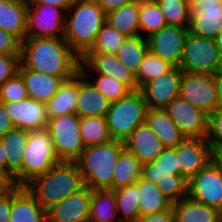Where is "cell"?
<instances>
[{
    "instance_id": "cell-2",
    "label": "cell",
    "mask_w": 222,
    "mask_h": 222,
    "mask_svg": "<svg viewBox=\"0 0 222 222\" xmlns=\"http://www.w3.org/2000/svg\"><path fill=\"white\" fill-rule=\"evenodd\" d=\"M25 187L40 206L48 210L70 194L82 189L84 183L76 162L60 161Z\"/></svg>"
},
{
    "instance_id": "cell-38",
    "label": "cell",
    "mask_w": 222,
    "mask_h": 222,
    "mask_svg": "<svg viewBox=\"0 0 222 222\" xmlns=\"http://www.w3.org/2000/svg\"><path fill=\"white\" fill-rule=\"evenodd\" d=\"M163 13L167 25L189 28L191 19L190 0H154Z\"/></svg>"
},
{
    "instance_id": "cell-56",
    "label": "cell",
    "mask_w": 222,
    "mask_h": 222,
    "mask_svg": "<svg viewBox=\"0 0 222 222\" xmlns=\"http://www.w3.org/2000/svg\"><path fill=\"white\" fill-rule=\"evenodd\" d=\"M214 160L216 161V163L221 167L222 169V151L218 152L214 155Z\"/></svg>"
},
{
    "instance_id": "cell-33",
    "label": "cell",
    "mask_w": 222,
    "mask_h": 222,
    "mask_svg": "<svg viewBox=\"0 0 222 222\" xmlns=\"http://www.w3.org/2000/svg\"><path fill=\"white\" fill-rule=\"evenodd\" d=\"M141 170L140 161L124 149L114 167L113 190L135 184L141 177Z\"/></svg>"
},
{
    "instance_id": "cell-26",
    "label": "cell",
    "mask_w": 222,
    "mask_h": 222,
    "mask_svg": "<svg viewBox=\"0 0 222 222\" xmlns=\"http://www.w3.org/2000/svg\"><path fill=\"white\" fill-rule=\"evenodd\" d=\"M79 91V72L63 81L55 95L45 104L48 118L76 114Z\"/></svg>"
},
{
    "instance_id": "cell-34",
    "label": "cell",
    "mask_w": 222,
    "mask_h": 222,
    "mask_svg": "<svg viewBox=\"0 0 222 222\" xmlns=\"http://www.w3.org/2000/svg\"><path fill=\"white\" fill-rule=\"evenodd\" d=\"M116 196V208L120 222H136L139 214V191L137 182L113 190Z\"/></svg>"
},
{
    "instance_id": "cell-39",
    "label": "cell",
    "mask_w": 222,
    "mask_h": 222,
    "mask_svg": "<svg viewBox=\"0 0 222 222\" xmlns=\"http://www.w3.org/2000/svg\"><path fill=\"white\" fill-rule=\"evenodd\" d=\"M109 101H118L126 97L132 90L123 82L113 77L96 74V79L92 78L91 72L80 71ZM91 76H90V75ZM90 78V79H89ZM94 79V80H93Z\"/></svg>"
},
{
    "instance_id": "cell-18",
    "label": "cell",
    "mask_w": 222,
    "mask_h": 222,
    "mask_svg": "<svg viewBox=\"0 0 222 222\" xmlns=\"http://www.w3.org/2000/svg\"><path fill=\"white\" fill-rule=\"evenodd\" d=\"M180 175L189 180L213 159L210 145L206 138H185L177 146Z\"/></svg>"
},
{
    "instance_id": "cell-45",
    "label": "cell",
    "mask_w": 222,
    "mask_h": 222,
    "mask_svg": "<svg viewBox=\"0 0 222 222\" xmlns=\"http://www.w3.org/2000/svg\"><path fill=\"white\" fill-rule=\"evenodd\" d=\"M20 54H0V86L18 73Z\"/></svg>"
},
{
    "instance_id": "cell-47",
    "label": "cell",
    "mask_w": 222,
    "mask_h": 222,
    "mask_svg": "<svg viewBox=\"0 0 222 222\" xmlns=\"http://www.w3.org/2000/svg\"><path fill=\"white\" fill-rule=\"evenodd\" d=\"M136 222H175L173 206L161 212L141 216Z\"/></svg>"
},
{
    "instance_id": "cell-44",
    "label": "cell",
    "mask_w": 222,
    "mask_h": 222,
    "mask_svg": "<svg viewBox=\"0 0 222 222\" xmlns=\"http://www.w3.org/2000/svg\"><path fill=\"white\" fill-rule=\"evenodd\" d=\"M213 156L222 151V108H217L208 116V132L206 137Z\"/></svg>"
},
{
    "instance_id": "cell-52",
    "label": "cell",
    "mask_w": 222,
    "mask_h": 222,
    "mask_svg": "<svg viewBox=\"0 0 222 222\" xmlns=\"http://www.w3.org/2000/svg\"><path fill=\"white\" fill-rule=\"evenodd\" d=\"M76 0H27V3H42L57 6L67 11Z\"/></svg>"
},
{
    "instance_id": "cell-3",
    "label": "cell",
    "mask_w": 222,
    "mask_h": 222,
    "mask_svg": "<svg viewBox=\"0 0 222 222\" xmlns=\"http://www.w3.org/2000/svg\"><path fill=\"white\" fill-rule=\"evenodd\" d=\"M105 22L106 15L94 0H76L66 11L64 39L82 58L93 47Z\"/></svg>"
},
{
    "instance_id": "cell-14",
    "label": "cell",
    "mask_w": 222,
    "mask_h": 222,
    "mask_svg": "<svg viewBox=\"0 0 222 222\" xmlns=\"http://www.w3.org/2000/svg\"><path fill=\"white\" fill-rule=\"evenodd\" d=\"M189 32L214 40L222 31V0L190 1Z\"/></svg>"
},
{
    "instance_id": "cell-35",
    "label": "cell",
    "mask_w": 222,
    "mask_h": 222,
    "mask_svg": "<svg viewBox=\"0 0 222 222\" xmlns=\"http://www.w3.org/2000/svg\"><path fill=\"white\" fill-rule=\"evenodd\" d=\"M147 51V38L136 35L126 37L116 55L119 60L136 75Z\"/></svg>"
},
{
    "instance_id": "cell-20",
    "label": "cell",
    "mask_w": 222,
    "mask_h": 222,
    "mask_svg": "<svg viewBox=\"0 0 222 222\" xmlns=\"http://www.w3.org/2000/svg\"><path fill=\"white\" fill-rule=\"evenodd\" d=\"M123 145L124 149L132 153L142 165L154 162L165 148L146 122L139 125L123 141Z\"/></svg>"
},
{
    "instance_id": "cell-29",
    "label": "cell",
    "mask_w": 222,
    "mask_h": 222,
    "mask_svg": "<svg viewBox=\"0 0 222 222\" xmlns=\"http://www.w3.org/2000/svg\"><path fill=\"white\" fill-rule=\"evenodd\" d=\"M175 222H219V210L188 196L172 204Z\"/></svg>"
},
{
    "instance_id": "cell-11",
    "label": "cell",
    "mask_w": 222,
    "mask_h": 222,
    "mask_svg": "<svg viewBox=\"0 0 222 222\" xmlns=\"http://www.w3.org/2000/svg\"><path fill=\"white\" fill-rule=\"evenodd\" d=\"M188 197L207 206H222V169L213 159L188 180Z\"/></svg>"
},
{
    "instance_id": "cell-28",
    "label": "cell",
    "mask_w": 222,
    "mask_h": 222,
    "mask_svg": "<svg viewBox=\"0 0 222 222\" xmlns=\"http://www.w3.org/2000/svg\"><path fill=\"white\" fill-rule=\"evenodd\" d=\"M145 122L165 148L177 147L185 139L164 109H147Z\"/></svg>"
},
{
    "instance_id": "cell-6",
    "label": "cell",
    "mask_w": 222,
    "mask_h": 222,
    "mask_svg": "<svg viewBox=\"0 0 222 222\" xmlns=\"http://www.w3.org/2000/svg\"><path fill=\"white\" fill-rule=\"evenodd\" d=\"M60 162L57 157L49 131L28 130V141L23 155L22 187L34 178L46 173Z\"/></svg>"
},
{
    "instance_id": "cell-9",
    "label": "cell",
    "mask_w": 222,
    "mask_h": 222,
    "mask_svg": "<svg viewBox=\"0 0 222 222\" xmlns=\"http://www.w3.org/2000/svg\"><path fill=\"white\" fill-rule=\"evenodd\" d=\"M66 11L57 6L28 3L26 38L65 37Z\"/></svg>"
},
{
    "instance_id": "cell-21",
    "label": "cell",
    "mask_w": 222,
    "mask_h": 222,
    "mask_svg": "<svg viewBox=\"0 0 222 222\" xmlns=\"http://www.w3.org/2000/svg\"><path fill=\"white\" fill-rule=\"evenodd\" d=\"M18 74L22 77L28 96L46 104L58 91L63 81L73 77H58L27 69L21 62Z\"/></svg>"
},
{
    "instance_id": "cell-48",
    "label": "cell",
    "mask_w": 222,
    "mask_h": 222,
    "mask_svg": "<svg viewBox=\"0 0 222 222\" xmlns=\"http://www.w3.org/2000/svg\"><path fill=\"white\" fill-rule=\"evenodd\" d=\"M17 187L14 178L3 170H0V197L6 196Z\"/></svg>"
},
{
    "instance_id": "cell-30",
    "label": "cell",
    "mask_w": 222,
    "mask_h": 222,
    "mask_svg": "<svg viewBox=\"0 0 222 222\" xmlns=\"http://www.w3.org/2000/svg\"><path fill=\"white\" fill-rule=\"evenodd\" d=\"M139 9L140 0H133L106 14V23L127 37L139 35Z\"/></svg>"
},
{
    "instance_id": "cell-24",
    "label": "cell",
    "mask_w": 222,
    "mask_h": 222,
    "mask_svg": "<svg viewBox=\"0 0 222 222\" xmlns=\"http://www.w3.org/2000/svg\"><path fill=\"white\" fill-rule=\"evenodd\" d=\"M10 222H47L46 210L26 187L17 186L12 191Z\"/></svg>"
},
{
    "instance_id": "cell-1",
    "label": "cell",
    "mask_w": 222,
    "mask_h": 222,
    "mask_svg": "<svg viewBox=\"0 0 222 222\" xmlns=\"http://www.w3.org/2000/svg\"><path fill=\"white\" fill-rule=\"evenodd\" d=\"M81 58L64 38H25L20 62L30 70L58 77H74L80 72Z\"/></svg>"
},
{
    "instance_id": "cell-43",
    "label": "cell",
    "mask_w": 222,
    "mask_h": 222,
    "mask_svg": "<svg viewBox=\"0 0 222 222\" xmlns=\"http://www.w3.org/2000/svg\"><path fill=\"white\" fill-rule=\"evenodd\" d=\"M28 97L24 81L18 73L0 86V103L19 102Z\"/></svg>"
},
{
    "instance_id": "cell-4",
    "label": "cell",
    "mask_w": 222,
    "mask_h": 222,
    "mask_svg": "<svg viewBox=\"0 0 222 222\" xmlns=\"http://www.w3.org/2000/svg\"><path fill=\"white\" fill-rule=\"evenodd\" d=\"M123 150V142L115 140L85 147L80 157L75 161L84 186L91 190H113V171Z\"/></svg>"
},
{
    "instance_id": "cell-27",
    "label": "cell",
    "mask_w": 222,
    "mask_h": 222,
    "mask_svg": "<svg viewBox=\"0 0 222 222\" xmlns=\"http://www.w3.org/2000/svg\"><path fill=\"white\" fill-rule=\"evenodd\" d=\"M172 175H180L177 147L164 148L154 162L142 165L141 178L157 184Z\"/></svg>"
},
{
    "instance_id": "cell-57",
    "label": "cell",
    "mask_w": 222,
    "mask_h": 222,
    "mask_svg": "<svg viewBox=\"0 0 222 222\" xmlns=\"http://www.w3.org/2000/svg\"><path fill=\"white\" fill-rule=\"evenodd\" d=\"M219 222H222V206L219 209Z\"/></svg>"
},
{
    "instance_id": "cell-17",
    "label": "cell",
    "mask_w": 222,
    "mask_h": 222,
    "mask_svg": "<svg viewBox=\"0 0 222 222\" xmlns=\"http://www.w3.org/2000/svg\"><path fill=\"white\" fill-rule=\"evenodd\" d=\"M91 189L84 186L46 210L47 222H89Z\"/></svg>"
},
{
    "instance_id": "cell-13",
    "label": "cell",
    "mask_w": 222,
    "mask_h": 222,
    "mask_svg": "<svg viewBox=\"0 0 222 222\" xmlns=\"http://www.w3.org/2000/svg\"><path fill=\"white\" fill-rule=\"evenodd\" d=\"M188 33L189 28L167 25L147 38L148 50L171 66L179 68Z\"/></svg>"
},
{
    "instance_id": "cell-49",
    "label": "cell",
    "mask_w": 222,
    "mask_h": 222,
    "mask_svg": "<svg viewBox=\"0 0 222 222\" xmlns=\"http://www.w3.org/2000/svg\"><path fill=\"white\" fill-rule=\"evenodd\" d=\"M106 14L115 11L133 0H94Z\"/></svg>"
},
{
    "instance_id": "cell-32",
    "label": "cell",
    "mask_w": 222,
    "mask_h": 222,
    "mask_svg": "<svg viewBox=\"0 0 222 222\" xmlns=\"http://www.w3.org/2000/svg\"><path fill=\"white\" fill-rule=\"evenodd\" d=\"M137 188L140 195V217L147 214L161 212L170 208L173 204L164 196L155 183L146 181L140 177L137 181Z\"/></svg>"
},
{
    "instance_id": "cell-54",
    "label": "cell",
    "mask_w": 222,
    "mask_h": 222,
    "mask_svg": "<svg viewBox=\"0 0 222 222\" xmlns=\"http://www.w3.org/2000/svg\"><path fill=\"white\" fill-rule=\"evenodd\" d=\"M0 170L8 172V160L1 139H0Z\"/></svg>"
},
{
    "instance_id": "cell-46",
    "label": "cell",
    "mask_w": 222,
    "mask_h": 222,
    "mask_svg": "<svg viewBox=\"0 0 222 222\" xmlns=\"http://www.w3.org/2000/svg\"><path fill=\"white\" fill-rule=\"evenodd\" d=\"M21 43L0 28V54H20Z\"/></svg>"
},
{
    "instance_id": "cell-8",
    "label": "cell",
    "mask_w": 222,
    "mask_h": 222,
    "mask_svg": "<svg viewBox=\"0 0 222 222\" xmlns=\"http://www.w3.org/2000/svg\"><path fill=\"white\" fill-rule=\"evenodd\" d=\"M46 129L60 161L75 162L85 149L80 136V117L77 114L50 117Z\"/></svg>"
},
{
    "instance_id": "cell-31",
    "label": "cell",
    "mask_w": 222,
    "mask_h": 222,
    "mask_svg": "<svg viewBox=\"0 0 222 222\" xmlns=\"http://www.w3.org/2000/svg\"><path fill=\"white\" fill-rule=\"evenodd\" d=\"M89 222H120L113 190H91Z\"/></svg>"
},
{
    "instance_id": "cell-36",
    "label": "cell",
    "mask_w": 222,
    "mask_h": 222,
    "mask_svg": "<svg viewBox=\"0 0 222 222\" xmlns=\"http://www.w3.org/2000/svg\"><path fill=\"white\" fill-rule=\"evenodd\" d=\"M165 26L167 23L158 4L154 0H140L139 35L148 38Z\"/></svg>"
},
{
    "instance_id": "cell-19",
    "label": "cell",
    "mask_w": 222,
    "mask_h": 222,
    "mask_svg": "<svg viewBox=\"0 0 222 222\" xmlns=\"http://www.w3.org/2000/svg\"><path fill=\"white\" fill-rule=\"evenodd\" d=\"M15 128L40 130L47 126L48 116L44 103L28 97L19 102L3 103Z\"/></svg>"
},
{
    "instance_id": "cell-10",
    "label": "cell",
    "mask_w": 222,
    "mask_h": 222,
    "mask_svg": "<svg viewBox=\"0 0 222 222\" xmlns=\"http://www.w3.org/2000/svg\"><path fill=\"white\" fill-rule=\"evenodd\" d=\"M179 96L209 116L218 108L214 74L183 72Z\"/></svg>"
},
{
    "instance_id": "cell-37",
    "label": "cell",
    "mask_w": 222,
    "mask_h": 222,
    "mask_svg": "<svg viewBox=\"0 0 222 222\" xmlns=\"http://www.w3.org/2000/svg\"><path fill=\"white\" fill-rule=\"evenodd\" d=\"M80 136L85 147L105 144L112 140L105 117L80 118Z\"/></svg>"
},
{
    "instance_id": "cell-7",
    "label": "cell",
    "mask_w": 222,
    "mask_h": 222,
    "mask_svg": "<svg viewBox=\"0 0 222 222\" xmlns=\"http://www.w3.org/2000/svg\"><path fill=\"white\" fill-rule=\"evenodd\" d=\"M179 69L185 73L215 74L222 70V56L212 39L189 32Z\"/></svg>"
},
{
    "instance_id": "cell-16",
    "label": "cell",
    "mask_w": 222,
    "mask_h": 222,
    "mask_svg": "<svg viewBox=\"0 0 222 222\" xmlns=\"http://www.w3.org/2000/svg\"><path fill=\"white\" fill-rule=\"evenodd\" d=\"M113 77L126 84L132 91L138 90L135 74L130 71L116 54L87 52L80 61V71Z\"/></svg>"
},
{
    "instance_id": "cell-55",
    "label": "cell",
    "mask_w": 222,
    "mask_h": 222,
    "mask_svg": "<svg viewBox=\"0 0 222 222\" xmlns=\"http://www.w3.org/2000/svg\"><path fill=\"white\" fill-rule=\"evenodd\" d=\"M218 49H219V52L222 56V31L220 32V34L214 39Z\"/></svg>"
},
{
    "instance_id": "cell-15",
    "label": "cell",
    "mask_w": 222,
    "mask_h": 222,
    "mask_svg": "<svg viewBox=\"0 0 222 222\" xmlns=\"http://www.w3.org/2000/svg\"><path fill=\"white\" fill-rule=\"evenodd\" d=\"M182 73L178 67H172L139 89L148 109H164L179 96Z\"/></svg>"
},
{
    "instance_id": "cell-42",
    "label": "cell",
    "mask_w": 222,
    "mask_h": 222,
    "mask_svg": "<svg viewBox=\"0 0 222 222\" xmlns=\"http://www.w3.org/2000/svg\"><path fill=\"white\" fill-rule=\"evenodd\" d=\"M157 187L172 203L188 196V180L182 175H172L157 183Z\"/></svg>"
},
{
    "instance_id": "cell-22",
    "label": "cell",
    "mask_w": 222,
    "mask_h": 222,
    "mask_svg": "<svg viewBox=\"0 0 222 222\" xmlns=\"http://www.w3.org/2000/svg\"><path fill=\"white\" fill-rule=\"evenodd\" d=\"M109 101L95 86L79 72V91L76 114L84 117H105L109 110Z\"/></svg>"
},
{
    "instance_id": "cell-23",
    "label": "cell",
    "mask_w": 222,
    "mask_h": 222,
    "mask_svg": "<svg viewBox=\"0 0 222 222\" xmlns=\"http://www.w3.org/2000/svg\"><path fill=\"white\" fill-rule=\"evenodd\" d=\"M27 0H0V28L20 43L26 38Z\"/></svg>"
},
{
    "instance_id": "cell-12",
    "label": "cell",
    "mask_w": 222,
    "mask_h": 222,
    "mask_svg": "<svg viewBox=\"0 0 222 222\" xmlns=\"http://www.w3.org/2000/svg\"><path fill=\"white\" fill-rule=\"evenodd\" d=\"M164 110L185 138H206L208 115L180 96L173 99Z\"/></svg>"
},
{
    "instance_id": "cell-53",
    "label": "cell",
    "mask_w": 222,
    "mask_h": 222,
    "mask_svg": "<svg viewBox=\"0 0 222 222\" xmlns=\"http://www.w3.org/2000/svg\"><path fill=\"white\" fill-rule=\"evenodd\" d=\"M218 108H222V70L214 74Z\"/></svg>"
},
{
    "instance_id": "cell-25",
    "label": "cell",
    "mask_w": 222,
    "mask_h": 222,
    "mask_svg": "<svg viewBox=\"0 0 222 222\" xmlns=\"http://www.w3.org/2000/svg\"><path fill=\"white\" fill-rule=\"evenodd\" d=\"M1 140L8 160V173L14 178L16 185L22 187L23 155L28 141V130L14 128Z\"/></svg>"
},
{
    "instance_id": "cell-50",
    "label": "cell",
    "mask_w": 222,
    "mask_h": 222,
    "mask_svg": "<svg viewBox=\"0 0 222 222\" xmlns=\"http://www.w3.org/2000/svg\"><path fill=\"white\" fill-rule=\"evenodd\" d=\"M14 125L10 119V116L6 112L3 103H0V139L10 130L14 129Z\"/></svg>"
},
{
    "instance_id": "cell-51",
    "label": "cell",
    "mask_w": 222,
    "mask_h": 222,
    "mask_svg": "<svg viewBox=\"0 0 222 222\" xmlns=\"http://www.w3.org/2000/svg\"><path fill=\"white\" fill-rule=\"evenodd\" d=\"M12 192L0 197V222H10Z\"/></svg>"
},
{
    "instance_id": "cell-40",
    "label": "cell",
    "mask_w": 222,
    "mask_h": 222,
    "mask_svg": "<svg viewBox=\"0 0 222 222\" xmlns=\"http://www.w3.org/2000/svg\"><path fill=\"white\" fill-rule=\"evenodd\" d=\"M173 66L163 61L157 55L152 54L149 50L144 55L140 67L135 75L138 90L147 82L158 78L168 72Z\"/></svg>"
},
{
    "instance_id": "cell-41",
    "label": "cell",
    "mask_w": 222,
    "mask_h": 222,
    "mask_svg": "<svg viewBox=\"0 0 222 222\" xmlns=\"http://www.w3.org/2000/svg\"><path fill=\"white\" fill-rule=\"evenodd\" d=\"M126 37L105 22L96 36L93 47L88 52L116 54Z\"/></svg>"
},
{
    "instance_id": "cell-5",
    "label": "cell",
    "mask_w": 222,
    "mask_h": 222,
    "mask_svg": "<svg viewBox=\"0 0 222 222\" xmlns=\"http://www.w3.org/2000/svg\"><path fill=\"white\" fill-rule=\"evenodd\" d=\"M147 104L139 90L111 102L105 118L112 140L123 142L139 125L145 123Z\"/></svg>"
}]
</instances>
